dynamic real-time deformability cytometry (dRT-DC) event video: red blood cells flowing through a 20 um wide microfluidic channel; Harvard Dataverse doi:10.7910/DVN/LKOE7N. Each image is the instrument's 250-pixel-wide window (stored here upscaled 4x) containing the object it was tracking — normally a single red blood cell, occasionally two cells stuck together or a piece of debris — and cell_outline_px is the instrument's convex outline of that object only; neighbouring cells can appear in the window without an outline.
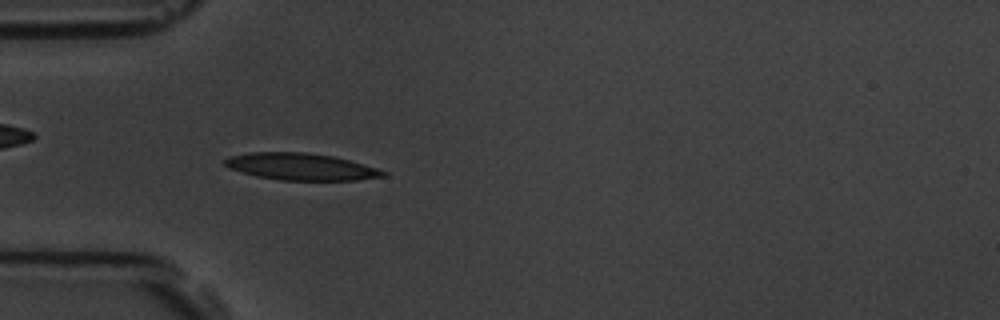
{"species": "common noctule bat (a hibernating species)", "species_latin": "Nyctalus noctula", "temperature_condition": "room temperature", "stored_images_in_passage": 5, "camera_frame_rate_fps": 3000, "um_per_image_px": 0.085, "animal": {"sex": "male", "body_mass_g": 19.5, "forearm_length_mm": 54.6}, "frame": {"image": 1, "passage_image": 5, "time_ms": 4.333, "image_size_px": [1000, 320], "cell_outline_px": [[388, 176], [356, 180], [280, 180], [256, 176], [228, 168], [224, 164], [224, 160], [232, 156], [252, 152], [308, 152], [332, 156], [348, 160], [376, 168], [388, 172]], "centroid_in_image_um": [25.59, 14.17], "position_along_channel_um": 59.4, "area_um2": 24.68}}